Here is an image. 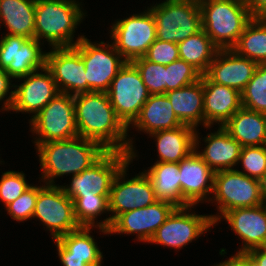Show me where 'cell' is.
Masks as SVG:
<instances>
[{
	"mask_svg": "<svg viewBox=\"0 0 266 266\" xmlns=\"http://www.w3.org/2000/svg\"><path fill=\"white\" fill-rule=\"evenodd\" d=\"M75 121L79 136L96 141L106 151L131 153L138 157L128 128L116 116L107 92H86L74 95ZM136 151V152H135Z\"/></svg>",
	"mask_w": 266,
	"mask_h": 266,
	"instance_id": "1",
	"label": "cell"
},
{
	"mask_svg": "<svg viewBox=\"0 0 266 266\" xmlns=\"http://www.w3.org/2000/svg\"><path fill=\"white\" fill-rule=\"evenodd\" d=\"M34 144L42 172L40 181L46 185H56L58 177L81 173L106 152L99 143L82 136Z\"/></svg>",
	"mask_w": 266,
	"mask_h": 266,
	"instance_id": "2",
	"label": "cell"
},
{
	"mask_svg": "<svg viewBox=\"0 0 266 266\" xmlns=\"http://www.w3.org/2000/svg\"><path fill=\"white\" fill-rule=\"evenodd\" d=\"M81 3L79 0H36L34 38L43 44L47 41L50 48L75 46L85 36L78 35L74 40L75 30L86 16Z\"/></svg>",
	"mask_w": 266,
	"mask_h": 266,
	"instance_id": "3",
	"label": "cell"
},
{
	"mask_svg": "<svg viewBox=\"0 0 266 266\" xmlns=\"http://www.w3.org/2000/svg\"><path fill=\"white\" fill-rule=\"evenodd\" d=\"M202 29L219 49H232L252 19L244 0H198Z\"/></svg>",
	"mask_w": 266,
	"mask_h": 266,
	"instance_id": "4",
	"label": "cell"
},
{
	"mask_svg": "<svg viewBox=\"0 0 266 266\" xmlns=\"http://www.w3.org/2000/svg\"><path fill=\"white\" fill-rule=\"evenodd\" d=\"M156 21V38L180 43L202 30L198 0H165L148 7Z\"/></svg>",
	"mask_w": 266,
	"mask_h": 266,
	"instance_id": "5",
	"label": "cell"
},
{
	"mask_svg": "<svg viewBox=\"0 0 266 266\" xmlns=\"http://www.w3.org/2000/svg\"><path fill=\"white\" fill-rule=\"evenodd\" d=\"M209 203L216 204L218 212L210 215L213 223L231 209L256 207L264 204L259 180L236 169L220 170L214 174L213 192Z\"/></svg>",
	"mask_w": 266,
	"mask_h": 266,
	"instance_id": "6",
	"label": "cell"
},
{
	"mask_svg": "<svg viewBox=\"0 0 266 266\" xmlns=\"http://www.w3.org/2000/svg\"><path fill=\"white\" fill-rule=\"evenodd\" d=\"M131 158L116 174L109 196V217L99 221V227L109 229L111 223L120 215L136 208H144L153 204L158 199L155 196L153 185L146 173L139 172L130 179L128 175ZM127 178V179H126Z\"/></svg>",
	"mask_w": 266,
	"mask_h": 266,
	"instance_id": "7",
	"label": "cell"
},
{
	"mask_svg": "<svg viewBox=\"0 0 266 266\" xmlns=\"http://www.w3.org/2000/svg\"><path fill=\"white\" fill-rule=\"evenodd\" d=\"M33 143H45L79 136L75 121L74 96L60 92L29 120Z\"/></svg>",
	"mask_w": 266,
	"mask_h": 266,
	"instance_id": "8",
	"label": "cell"
},
{
	"mask_svg": "<svg viewBox=\"0 0 266 266\" xmlns=\"http://www.w3.org/2000/svg\"><path fill=\"white\" fill-rule=\"evenodd\" d=\"M110 28V39L126 62L144 57L156 38V21L152 11L147 10L117 19Z\"/></svg>",
	"mask_w": 266,
	"mask_h": 266,
	"instance_id": "9",
	"label": "cell"
},
{
	"mask_svg": "<svg viewBox=\"0 0 266 266\" xmlns=\"http://www.w3.org/2000/svg\"><path fill=\"white\" fill-rule=\"evenodd\" d=\"M92 42L84 36L73 46L82 57L85 65L87 92H107L111 81L126 63L113 43Z\"/></svg>",
	"mask_w": 266,
	"mask_h": 266,
	"instance_id": "10",
	"label": "cell"
},
{
	"mask_svg": "<svg viewBox=\"0 0 266 266\" xmlns=\"http://www.w3.org/2000/svg\"><path fill=\"white\" fill-rule=\"evenodd\" d=\"M107 95L116 116L130 129L139 116L149 92L142 81L140 72L132 62H126L111 81Z\"/></svg>",
	"mask_w": 266,
	"mask_h": 266,
	"instance_id": "11",
	"label": "cell"
},
{
	"mask_svg": "<svg viewBox=\"0 0 266 266\" xmlns=\"http://www.w3.org/2000/svg\"><path fill=\"white\" fill-rule=\"evenodd\" d=\"M34 219L41 221L53 240L81 227L75 217L72 199L63 192L59 184L38 186Z\"/></svg>",
	"mask_w": 266,
	"mask_h": 266,
	"instance_id": "12",
	"label": "cell"
},
{
	"mask_svg": "<svg viewBox=\"0 0 266 266\" xmlns=\"http://www.w3.org/2000/svg\"><path fill=\"white\" fill-rule=\"evenodd\" d=\"M192 208L194 206L176 207L148 243L177 251L210 231L214 227L210 214H196L191 212Z\"/></svg>",
	"mask_w": 266,
	"mask_h": 266,
	"instance_id": "13",
	"label": "cell"
},
{
	"mask_svg": "<svg viewBox=\"0 0 266 266\" xmlns=\"http://www.w3.org/2000/svg\"><path fill=\"white\" fill-rule=\"evenodd\" d=\"M131 159V153L106 151L95 163L72 176L68 185H59L70 198L76 195H110L112 182L121 167Z\"/></svg>",
	"mask_w": 266,
	"mask_h": 266,
	"instance_id": "14",
	"label": "cell"
},
{
	"mask_svg": "<svg viewBox=\"0 0 266 266\" xmlns=\"http://www.w3.org/2000/svg\"><path fill=\"white\" fill-rule=\"evenodd\" d=\"M0 38V69L12 80L27 76L45 67L46 51L36 38L2 34Z\"/></svg>",
	"mask_w": 266,
	"mask_h": 266,
	"instance_id": "15",
	"label": "cell"
},
{
	"mask_svg": "<svg viewBox=\"0 0 266 266\" xmlns=\"http://www.w3.org/2000/svg\"><path fill=\"white\" fill-rule=\"evenodd\" d=\"M16 80H18L17 82L21 80V83L19 85L14 84L13 101L8 112L28 113L31 114L30 119L60 93L46 66Z\"/></svg>",
	"mask_w": 266,
	"mask_h": 266,
	"instance_id": "16",
	"label": "cell"
},
{
	"mask_svg": "<svg viewBox=\"0 0 266 266\" xmlns=\"http://www.w3.org/2000/svg\"><path fill=\"white\" fill-rule=\"evenodd\" d=\"M175 208L170 202L157 200L147 207L125 212L111 223L109 234H136L137 241L148 243Z\"/></svg>",
	"mask_w": 266,
	"mask_h": 266,
	"instance_id": "17",
	"label": "cell"
},
{
	"mask_svg": "<svg viewBox=\"0 0 266 266\" xmlns=\"http://www.w3.org/2000/svg\"><path fill=\"white\" fill-rule=\"evenodd\" d=\"M51 50V51H50ZM46 53V68L60 92L72 96L87 92L85 65L74 47L51 48Z\"/></svg>",
	"mask_w": 266,
	"mask_h": 266,
	"instance_id": "18",
	"label": "cell"
},
{
	"mask_svg": "<svg viewBox=\"0 0 266 266\" xmlns=\"http://www.w3.org/2000/svg\"><path fill=\"white\" fill-rule=\"evenodd\" d=\"M93 228L109 235L105 228L81 226L54 240L58 258L63 266H102L103 252L91 235Z\"/></svg>",
	"mask_w": 266,
	"mask_h": 266,
	"instance_id": "19",
	"label": "cell"
},
{
	"mask_svg": "<svg viewBox=\"0 0 266 266\" xmlns=\"http://www.w3.org/2000/svg\"><path fill=\"white\" fill-rule=\"evenodd\" d=\"M226 220L238 239L242 240L237 254H246L249 250L266 246V204L256 207L231 209L225 212L218 221Z\"/></svg>",
	"mask_w": 266,
	"mask_h": 266,
	"instance_id": "20",
	"label": "cell"
},
{
	"mask_svg": "<svg viewBox=\"0 0 266 266\" xmlns=\"http://www.w3.org/2000/svg\"><path fill=\"white\" fill-rule=\"evenodd\" d=\"M179 172L182 197L190 206L210 201L215 172L195 150L179 162Z\"/></svg>",
	"mask_w": 266,
	"mask_h": 266,
	"instance_id": "21",
	"label": "cell"
},
{
	"mask_svg": "<svg viewBox=\"0 0 266 266\" xmlns=\"http://www.w3.org/2000/svg\"><path fill=\"white\" fill-rule=\"evenodd\" d=\"M204 89V128L223 126L241 107V92L201 76Z\"/></svg>",
	"mask_w": 266,
	"mask_h": 266,
	"instance_id": "22",
	"label": "cell"
},
{
	"mask_svg": "<svg viewBox=\"0 0 266 266\" xmlns=\"http://www.w3.org/2000/svg\"><path fill=\"white\" fill-rule=\"evenodd\" d=\"M257 63L239 56L232 49H219L205 75L217 84L241 92L252 78Z\"/></svg>",
	"mask_w": 266,
	"mask_h": 266,
	"instance_id": "23",
	"label": "cell"
},
{
	"mask_svg": "<svg viewBox=\"0 0 266 266\" xmlns=\"http://www.w3.org/2000/svg\"><path fill=\"white\" fill-rule=\"evenodd\" d=\"M198 130L196 129L195 132V151L197 154L214 172L234 169L238 163L242 146L222 126H219L217 131H210L206 137H203L202 141H204L205 147L201 152L199 150L201 138Z\"/></svg>",
	"mask_w": 266,
	"mask_h": 266,
	"instance_id": "24",
	"label": "cell"
},
{
	"mask_svg": "<svg viewBox=\"0 0 266 266\" xmlns=\"http://www.w3.org/2000/svg\"><path fill=\"white\" fill-rule=\"evenodd\" d=\"M173 111L183 125L204 126V89L202 79L188 86L167 91Z\"/></svg>",
	"mask_w": 266,
	"mask_h": 266,
	"instance_id": "25",
	"label": "cell"
},
{
	"mask_svg": "<svg viewBox=\"0 0 266 266\" xmlns=\"http://www.w3.org/2000/svg\"><path fill=\"white\" fill-rule=\"evenodd\" d=\"M183 124L175 115L172 105L166 94L149 95L148 100L143 105L139 116L130 125L140 132L147 135L174 129Z\"/></svg>",
	"mask_w": 266,
	"mask_h": 266,
	"instance_id": "26",
	"label": "cell"
},
{
	"mask_svg": "<svg viewBox=\"0 0 266 266\" xmlns=\"http://www.w3.org/2000/svg\"><path fill=\"white\" fill-rule=\"evenodd\" d=\"M195 132V128L182 125L150 134L156 142V162L179 163L188 157L195 150Z\"/></svg>",
	"mask_w": 266,
	"mask_h": 266,
	"instance_id": "27",
	"label": "cell"
},
{
	"mask_svg": "<svg viewBox=\"0 0 266 266\" xmlns=\"http://www.w3.org/2000/svg\"><path fill=\"white\" fill-rule=\"evenodd\" d=\"M242 147L266 145V114L241 107L223 126Z\"/></svg>",
	"mask_w": 266,
	"mask_h": 266,
	"instance_id": "28",
	"label": "cell"
},
{
	"mask_svg": "<svg viewBox=\"0 0 266 266\" xmlns=\"http://www.w3.org/2000/svg\"><path fill=\"white\" fill-rule=\"evenodd\" d=\"M144 172L151 180L158 200L170 202L176 207L190 206L182 197L179 163L154 162Z\"/></svg>",
	"mask_w": 266,
	"mask_h": 266,
	"instance_id": "29",
	"label": "cell"
},
{
	"mask_svg": "<svg viewBox=\"0 0 266 266\" xmlns=\"http://www.w3.org/2000/svg\"><path fill=\"white\" fill-rule=\"evenodd\" d=\"M36 0H1L0 25L9 35L34 38Z\"/></svg>",
	"mask_w": 266,
	"mask_h": 266,
	"instance_id": "30",
	"label": "cell"
},
{
	"mask_svg": "<svg viewBox=\"0 0 266 266\" xmlns=\"http://www.w3.org/2000/svg\"><path fill=\"white\" fill-rule=\"evenodd\" d=\"M232 50L257 64H266V18H252Z\"/></svg>",
	"mask_w": 266,
	"mask_h": 266,
	"instance_id": "31",
	"label": "cell"
},
{
	"mask_svg": "<svg viewBox=\"0 0 266 266\" xmlns=\"http://www.w3.org/2000/svg\"><path fill=\"white\" fill-rule=\"evenodd\" d=\"M179 57L204 75L214 60L219 48L202 29L195 35L177 44Z\"/></svg>",
	"mask_w": 266,
	"mask_h": 266,
	"instance_id": "32",
	"label": "cell"
},
{
	"mask_svg": "<svg viewBox=\"0 0 266 266\" xmlns=\"http://www.w3.org/2000/svg\"><path fill=\"white\" fill-rule=\"evenodd\" d=\"M109 196L88 194L71 198L78 224L85 227H99V222L95 220L106 212L109 214Z\"/></svg>",
	"mask_w": 266,
	"mask_h": 266,
	"instance_id": "33",
	"label": "cell"
},
{
	"mask_svg": "<svg viewBox=\"0 0 266 266\" xmlns=\"http://www.w3.org/2000/svg\"><path fill=\"white\" fill-rule=\"evenodd\" d=\"M242 107L266 114V64H258L241 91Z\"/></svg>",
	"mask_w": 266,
	"mask_h": 266,
	"instance_id": "34",
	"label": "cell"
},
{
	"mask_svg": "<svg viewBox=\"0 0 266 266\" xmlns=\"http://www.w3.org/2000/svg\"><path fill=\"white\" fill-rule=\"evenodd\" d=\"M140 72L150 95L165 94L167 92L166 65L156 64L144 57L132 61Z\"/></svg>",
	"mask_w": 266,
	"mask_h": 266,
	"instance_id": "35",
	"label": "cell"
},
{
	"mask_svg": "<svg viewBox=\"0 0 266 266\" xmlns=\"http://www.w3.org/2000/svg\"><path fill=\"white\" fill-rule=\"evenodd\" d=\"M202 74L183 59L166 65L167 91L176 90L201 79Z\"/></svg>",
	"mask_w": 266,
	"mask_h": 266,
	"instance_id": "36",
	"label": "cell"
},
{
	"mask_svg": "<svg viewBox=\"0 0 266 266\" xmlns=\"http://www.w3.org/2000/svg\"><path fill=\"white\" fill-rule=\"evenodd\" d=\"M238 164L243 169L237 171L259 180L266 172V145L242 147Z\"/></svg>",
	"mask_w": 266,
	"mask_h": 266,
	"instance_id": "37",
	"label": "cell"
},
{
	"mask_svg": "<svg viewBox=\"0 0 266 266\" xmlns=\"http://www.w3.org/2000/svg\"><path fill=\"white\" fill-rule=\"evenodd\" d=\"M26 174L23 171L8 170L2 172L0 179V202L4 207L17 199L32 184L26 180Z\"/></svg>",
	"mask_w": 266,
	"mask_h": 266,
	"instance_id": "38",
	"label": "cell"
},
{
	"mask_svg": "<svg viewBox=\"0 0 266 266\" xmlns=\"http://www.w3.org/2000/svg\"><path fill=\"white\" fill-rule=\"evenodd\" d=\"M38 186L31 185L17 199L5 208L11 219L19 222L32 220L37 201Z\"/></svg>",
	"mask_w": 266,
	"mask_h": 266,
	"instance_id": "39",
	"label": "cell"
},
{
	"mask_svg": "<svg viewBox=\"0 0 266 266\" xmlns=\"http://www.w3.org/2000/svg\"><path fill=\"white\" fill-rule=\"evenodd\" d=\"M144 58L156 64L168 65L180 58L178 45L156 39L148 48Z\"/></svg>",
	"mask_w": 266,
	"mask_h": 266,
	"instance_id": "40",
	"label": "cell"
},
{
	"mask_svg": "<svg viewBox=\"0 0 266 266\" xmlns=\"http://www.w3.org/2000/svg\"><path fill=\"white\" fill-rule=\"evenodd\" d=\"M11 79L12 78L4 70L0 69V102L2 103L3 101V105L1 106L2 111H8V109L12 105V88H14V83L12 84V82L14 81H12Z\"/></svg>",
	"mask_w": 266,
	"mask_h": 266,
	"instance_id": "41",
	"label": "cell"
},
{
	"mask_svg": "<svg viewBox=\"0 0 266 266\" xmlns=\"http://www.w3.org/2000/svg\"><path fill=\"white\" fill-rule=\"evenodd\" d=\"M252 18H266V0H244Z\"/></svg>",
	"mask_w": 266,
	"mask_h": 266,
	"instance_id": "42",
	"label": "cell"
},
{
	"mask_svg": "<svg viewBox=\"0 0 266 266\" xmlns=\"http://www.w3.org/2000/svg\"><path fill=\"white\" fill-rule=\"evenodd\" d=\"M214 266H252L251 260L247 257L246 254H237L232 255L225 261H221L218 264H213Z\"/></svg>",
	"mask_w": 266,
	"mask_h": 266,
	"instance_id": "43",
	"label": "cell"
},
{
	"mask_svg": "<svg viewBox=\"0 0 266 266\" xmlns=\"http://www.w3.org/2000/svg\"><path fill=\"white\" fill-rule=\"evenodd\" d=\"M246 255L254 266H266V246L249 250Z\"/></svg>",
	"mask_w": 266,
	"mask_h": 266,
	"instance_id": "44",
	"label": "cell"
},
{
	"mask_svg": "<svg viewBox=\"0 0 266 266\" xmlns=\"http://www.w3.org/2000/svg\"><path fill=\"white\" fill-rule=\"evenodd\" d=\"M260 194L264 204H266V172L259 179Z\"/></svg>",
	"mask_w": 266,
	"mask_h": 266,
	"instance_id": "45",
	"label": "cell"
}]
</instances>
